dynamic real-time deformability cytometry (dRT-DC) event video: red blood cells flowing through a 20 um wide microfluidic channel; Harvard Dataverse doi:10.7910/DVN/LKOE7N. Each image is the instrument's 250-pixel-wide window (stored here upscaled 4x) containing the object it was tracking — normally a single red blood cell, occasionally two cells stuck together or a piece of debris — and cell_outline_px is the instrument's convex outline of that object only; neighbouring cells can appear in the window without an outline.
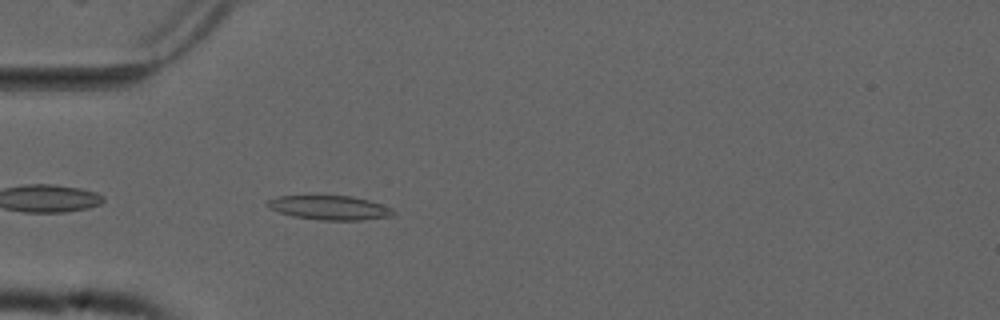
{"species": "common noctule bat (a hibernating species)", "species_latin": "Nyctalus noctula", "temperature_condition": "cold", "stored_images_in_passage": 41, "camera_frame_rate_fps": 3000, "um_per_image_px": 0.085, "animal": {"sex": "male", "forearm_length_mm": 52.5}, "frame": {"image": 1, "passage_image": 3, "time_ms": 0.667, "image_size_px": [1000, 320], "cell_outline_px": [[396, 216], [360, 220], [320, 220], [292, 216], [280, 212], [264, 204], [268, 200], [276, 196], [352, 196], [368, 200], [392, 208], [396, 212]], "centroid_in_image_um": [28.05, 17.66], "position_along_channel_um": 56.9, "area_um2": 17.74}}
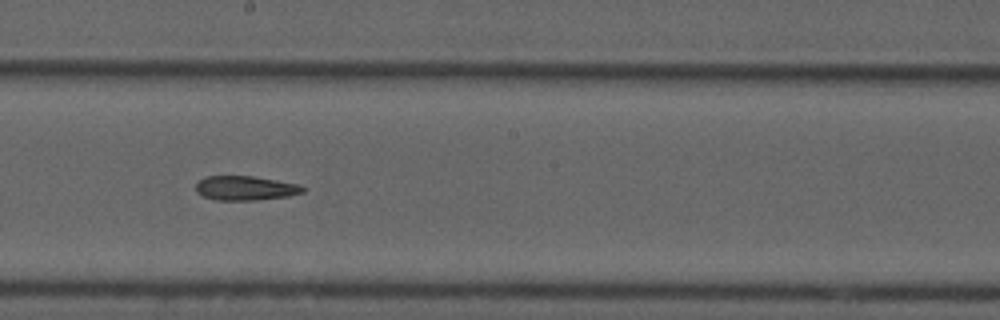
{"frame": {"image": 2, "passage_image": 17, "time_ms": 5.333, "image_size_px": [1000, 320], "cell_outline_px": [[304, 192], [288, 196], [256, 200], [216, 200], [204, 196], [196, 192], [196, 184], [200, 180], [208, 176], [252, 176], [276, 180], [296, 184], [304, 188]], "centroid_in_image_um": [20.83, 15.99], "position_along_channel_um": 227.4, "area_um2": 14.97}}
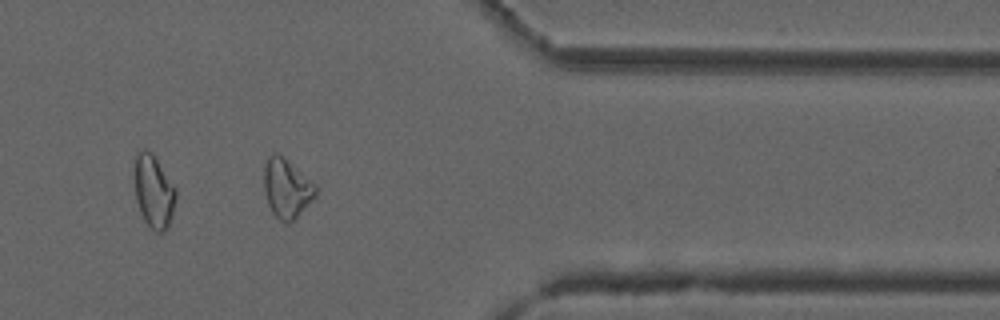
{"frame": {"image": 3, "passage_image": 31, "time_ms": 10.0, "image_size_px": [1000, 320], "cell_outline_px": [[316, 196], [288, 224], [280, 220], [272, 212], [268, 204], [264, 192], [264, 164], [268, 156], [276, 152], [316, 184]], "centroid_in_image_um": [24.34, 16.0], "position_along_channel_um": 387.1, "area_um2": 17.46}, "authors_computed_cell_mechanics": {"area_um2": 16.5308, "velocity_mm_per_s": 3.7617, "shape_relaxation_time_tau1_ms": null, "shape_relaxation_time_tau2_ms": 6.0441, "deformation_change_tau1": null, "deformation_change_tau2": 0.1554}}